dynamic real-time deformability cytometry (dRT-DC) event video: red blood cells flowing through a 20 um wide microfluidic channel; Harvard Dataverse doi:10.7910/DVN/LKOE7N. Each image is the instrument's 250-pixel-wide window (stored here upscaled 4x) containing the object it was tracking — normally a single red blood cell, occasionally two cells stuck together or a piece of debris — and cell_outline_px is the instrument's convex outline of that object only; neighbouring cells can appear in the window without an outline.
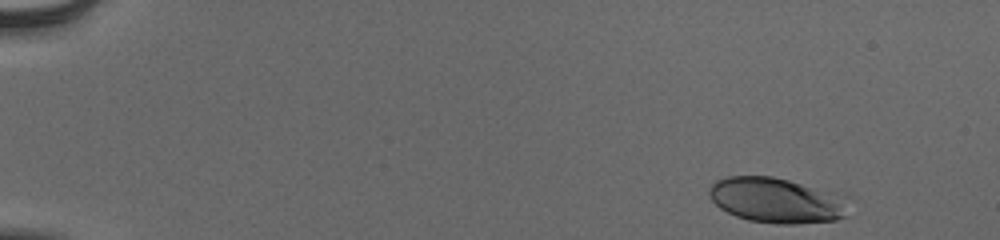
{"species": "human", "species_latin": "Homo sapiens", "temperature_condition": "cold", "stored_images_in_passage": 51, "camera_frame_rate_fps": 3000, "um_per_image_px": 0.085, "donor": {"sex": "male"}, "frame": {"image": 1, "passage_image": 2, "time_ms": 0.333, "image_size_px": [1000, 240], "cell_outline_px": [[848, 196], [844, 216], [836, 220], [796, 224], [776, 224], [748, 220], [736, 216], [720, 208], [708, 196], [708, 188], [716, 180], [728, 176], [772, 176], [788, 180]], "centroid_in_image_um": [65.98, 17.02], "position_along_channel_um": 19.0, "area_um2": 36.82}}
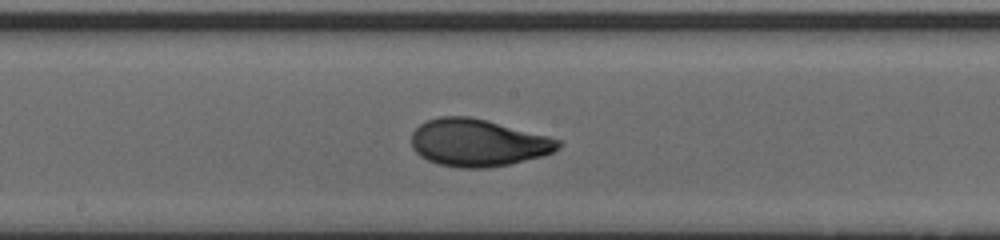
{"frame": {"image": 2, "passage_image": 28, "time_ms": 9.0, "image_size_px": [1000, 240], "cell_outline_px": [[560, 148], [544, 156], [508, 164], [488, 168], [456, 168], [440, 164], [428, 160], [420, 156], [412, 148], [412, 132], [420, 124], [428, 120], [440, 116], [468, 116], [488, 120], [548, 136], [560, 140]], "centroid_in_image_um": [40.62, 12.13], "position_along_channel_um": 207.6, "area_um2": 40.52}}
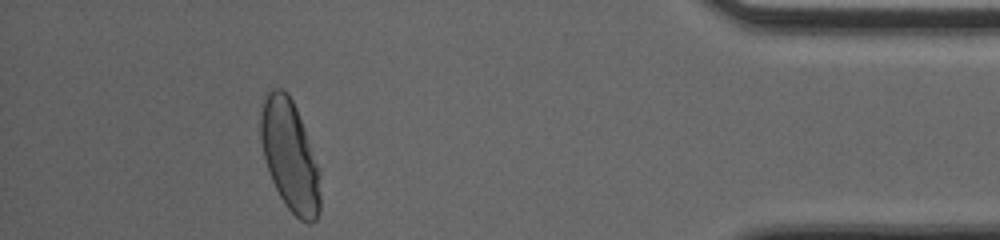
{"frame": {"image": 3, "passage_image": 47, "time_ms": 15.333, "image_size_px": [1000, 240], "cell_outline_px": [[320, 212], [316, 220], [312, 224], [308, 224], [300, 220], [284, 204], [272, 180], [264, 156], [260, 140], [260, 112], [264, 92], [272, 88], [280, 88], [288, 92], [296, 108], [304, 128], [316, 164], [320, 196]], "centroid_in_image_um": [24.6, 13.2], "position_along_channel_um": 410.6, "area_um2": 38.21}, "authors_computed_cell_mechanics": {"area_um2": 38.726, "velocity_mm_per_s": 3.876, "shape_relaxation_time_tau1_ms": 3.4652, "shape_relaxation_time_tau2_ms": 0.7165, "deformation_change_tau1": 0.1606, "deformation_change_tau2": 0.0485}}